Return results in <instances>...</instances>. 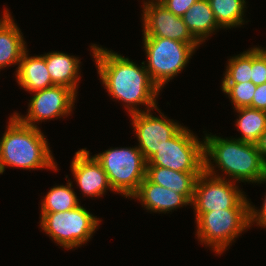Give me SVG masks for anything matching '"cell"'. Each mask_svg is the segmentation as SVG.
<instances>
[{
	"instance_id": "cell-1",
	"label": "cell",
	"mask_w": 266,
	"mask_h": 266,
	"mask_svg": "<svg viewBox=\"0 0 266 266\" xmlns=\"http://www.w3.org/2000/svg\"><path fill=\"white\" fill-rule=\"evenodd\" d=\"M97 73L106 92L112 99L121 101L131 115L143 111H154L158 106L160 89L151 80L145 68L130 61L114 50H108L98 44L90 46ZM146 106L142 110L138 106ZM138 107V108H137Z\"/></svg>"
},
{
	"instance_id": "cell-2",
	"label": "cell",
	"mask_w": 266,
	"mask_h": 266,
	"mask_svg": "<svg viewBox=\"0 0 266 266\" xmlns=\"http://www.w3.org/2000/svg\"><path fill=\"white\" fill-rule=\"evenodd\" d=\"M211 134L205 133L203 137L204 171L206 173L237 183H266V164L255 143L244 142L232 137L221 138V136ZM216 167L222 172V175L216 173L218 171ZM223 172L226 177H223Z\"/></svg>"
},
{
	"instance_id": "cell-3",
	"label": "cell",
	"mask_w": 266,
	"mask_h": 266,
	"mask_svg": "<svg viewBox=\"0 0 266 266\" xmlns=\"http://www.w3.org/2000/svg\"><path fill=\"white\" fill-rule=\"evenodd\" d=\"M7 123L0 138V174L6 167L59 170L48 139L39 127L23 124L14 114L10 115Z\"/></svg>"
},
{
	"instance_id": "cell-4",
	"label": "cell",
	"mask_w": 266,
	"mask_h": 266,
	"mask_svg": "<svg viewBox=\"0 0 266 266\" xmlns=\"http://www.w3.org/2000/svg\"><path fill=\"white\" fill-rule=\"evenodd\" d=\"M146 54L144 65L151 80L162 92L164 85L176 77L189 63L201 43H184L161 37H143Z\"/></svg>"
},
{
	"instance_id": "cell-5",
	"label": "cell",
	"mask_w": 266,
	"mask_h": 266,
	"mask_svg": "<svg viewBox=\"0 0 266 266\" xmlns=\"http://www.w3.org/2000/svg\"><path fill=\"white\" fill-rule=\"evenodd\" d=\"M39 218L41 230L67 251L87 243L101 224L81 205L64 212H41Z\"/></svg>"
},
{
	"instance_id": "cell-6",
	"label": "cell",
	"mask_w": 266,
	"mask_h": 266,
	"mask_svg": "<svg viewBox=\"0 0 266 266\" xmlns=\"http://www.w3.org/2000/svg\"><path fill=\"white\" fill-rule=\"evenodd\" d=\"M114 192L131 198L146 177V164L138 147H116L95 154Z\"/></svg>"
},
{
	"instance_id": "cell-7",
	"label": "cell",
	"mask_w": 266,
	"mask_h": 266,
	"mask_svg": "<svg viewBox=\"0 0 266 266\" xmlns=\"http://www.w3.org/2000/svg\"><path fill=\"white\" fill-rule=\"evenodd\" d=\"M194 214L197 239L218 255H222L235 238L250 228L249 209H221Z\"/></svg>"
},
{
	"instance_id": "cell-8",
	"label": "cell",
	"mask_w": 266,
	"mask_h": 266,
	"mask_svg": "<svg viewBox=\"0 0 266 266\" xmlns=\"http://www.w3.org/2000/svg\"><path fill=\"white\" fill-rule=\"evenodd\" d=\"M146 166H160L179 172H203L204 141L183 126L147 160Z\"/></svg>"
},
{
	"instance_id": "cell-9",
	"label": "cell",
	"mask_w": 266,
	"mask_h": 266,
	"mask_svg": "<svg viewBox=\"0 0 266 266\" xmlns=\"http://www.w3.org/2000/svg\"><path fill=\"white\" fill-rule=\"evenodd\" d=\"M236 182L203 171L196 180L191 206L194 213L221 209H249V200Z\"/></svg>"
},
{
	"instance_id": "cell-10",
	"label": "cell",
	"mask_w": 266,
	"mask_h": 266,
	"mask_svg": "<svg viewBox=\"0 0 266 266\" xmlns=\"http://www.w3.org/2000/svg\"><path fill=\"white\" fill-rule=\"evenodd\" d=\"M31 94L33 96L29 100L26 116L17 112L13 114L23 124L33 127H38L37 124L45 120L71 116L77 100V94L72 89L59 85L34 91Z\"/></svg>"
},
{
	"instance_id": "cell-11",
	"label": "cell",
	"mask_w": 266,
	"mask_h": 266,
	"mask_svg": "<svg viewBox=\"0 0 266 266\" xmlns=\"http://www.w3.org/2000/svg\"><path fill=\"white\" fill-rule=\"evenodd\" d=\"M155 110L161 116H154L151 110L129 115L137 137V147L146 161L183 127L161 113L158 107Z\"/></svg>"
},
{
	"instance_id": "cell-12",
	"label": "cell",
	"mask_w": 266,
	"mask_h": 266,
	"mask_svg": "<svg viewBox=\"0 0 266 266\" xmlns=\"http://www.w3.org/2000/svg\"><path fill=\"white\" fill-rule=\"evenodd\" d=\"M143 37H161L184 43H200L188 30L183 18L160 2H143Z\"/></svg>"
},
{
	"instance_id": "cell-13",
	"label": "cell",
	"mask_w": 266,
	"mask_h": 266,
	"mask_svg": "<svg viewBox=\"0 0 266 266\" xmlns=\"http://www.w3.org/2000/svg\"><path fill=\"white\" fill-rule=\"evenodd\" d=\"M70 167L73 179L84 196L99 198L108 190L114 192L103 167L86 148L75 152Z\"/></svg>"
},
{
	"instance_id": "cell-14",
	"label": "cell",
	"mask_w": 266,
	"mask_h": 266,
	"mask_svg": "<svg viewBox=\"0 0 266 266\" xmlns=\"http://www.w3.org/2000/svg\"><path fill=\"white\" fill-rule=\"evenodd\" d=\"M137 199L147 211L154 213H169L191 203L173 190L151 182L147 177L141 182L138 191L131 197Z\"/></svg>"
},
{
	"instance_id": "cell-15",
	"label": "cell",
	"mask_w": 266,
	"mask_h": 266,
	"mask_svg": "<svg viewBox=\"0 0 266 266\" xmlns=\"http://www.w3.org/2000/svg\"><path fill=\"white\" fill-rule=\"evenodd\" d=\"M43 55L53 84L65 86L77 94L79 79L81 78L79 57L59 51H52Z\"/></svg>"
},
{
	"instance_id": "cell-16",
	"label": "cell",
	"mask_w": 266,
	"mask_h": 266,
	"mask_svg": "<svg viewBox=\"0 0 266 266\" xmlns=\"http://www.w3.org/2000/svg\"><path fill=\"white\" fill-rule=\"evenodd\" d=\"M28 52L27 49L23 52L16 68L15 75L18 85L29 93L53 86L44 55L29 56Z\"/></svg>"
},
{
	"instance_id": "cell-17",
	"label": "cell",
	"mask_w": 266,
	"mask_h": 266,
	"mask_svg": "<svg viewBox=\"0 0 266 266\" xmlns=\"http://www.w3.org/2000/svg\"><path fill=\"white\" fill-rule=\"evenodd\" d=\"M202 172H179L160 166H146V177L153 183L182 194L190 203L197 177Z\"/></svg>"
},
{
	"instance_id": "cell-18",
	"label": "cell",
	"mask_w": 266,
	"mask_h": 266,
	"mask_svg": "<svg viewBox=\"0 0 266 266\" xmlns=\"http://www.w3.org/2000/svg\"><path fill=\"white\" fill-rule=\"evenodd\" d=\"M182 18L188 30L201 44L215 31L222 29L215 20L208 0H197Z\"/></svg>"
},
{
	"instance_id": "cell-19",
	"label": "cell",
	"mask_w": 266,
	"mask_h": 266,
	"mask_svg": "<svg viewBox=\"0 0 266 266\" xmlns=\"http://www.w3.org/2000/svg\"><path fill=\"white\" fill-rule=\"evenodd\" d=\"M26 49V41L12 16L0 28V71L7 66L19 65Z\"/></svg>"
},
{
	"instance_id": "cell-20",
	"label": "cell",
	"mask_w": 266,
	"mask_h": 266,
	"mask_svg": "<svg viewBox=\"0 0 266 266\" xmlns=\"http://www.w3.org/2000/svg\"><path fill=\"white\" fill-rule=\"evenodd\" d=\"M234 111L238 113L235 126L237 131L241 132L240 137L235 139L256 143L266 129V111L250 107H241Z\"/></svg>"
},
{
	"instance_id": "cell-21",
	"label": "cell",
	"mask_w": 266,
	"mask_h": 266,
	"mask_svg": "<svg viewBox=\"0 0 266 266\" xmlns=\"http://www.w3.org/2000/svg\"><path fill=\"white\" fill-rule=\"evenodd\" d=\"M218 25L222 29L241 27L246 22L244 18L246 0H208ZM244 18V19H243Z\"/></svg>"
},
{
	"instance_id": "cell-22",
	"label": "cell",
	"mask_w": 266,
	"mask_h": 266,
	"mask_svg": "<svg viewBox=\"0 0 266 266\" xmlns=\"http://www.w3.org/2000/svg\"><path fill=\"white\" fill-rule=\"evenodd\" d=\"M71 179L66 185L53 186L41 200L40 212H64L79 206V199L72 188Z\"/></svg>"
},
{
	"instance_id": "cell-23",
	"label": "cell",
	"mask_w": 266,
	"mask_h": 266,
	"mask_svg": "<svg viewBox=\"0 0 266 266\" xmlns=\"http://www.w3.org/2000/svg\"><path fill=\"white\" fill-rule=\"evenodd\" d=\"M221 83H244L251 81V48L227 60Z\"/></svg>"
},
{
	"instance_id": "cell-24",
	"label": "cell",
	"mask_w": 266,
	"mask_h": 266,
	"mask_svg": "<svg viewBox=\"0 0 266 266\" xmlns=\"http://www.w3.org/2000/svg\"><path fill=\"white\" fill-rule=\"evenodd\" d=\"M221 90L228 95L233 105V109L241 107L252 108V99L256 90V85L250 82L244 83H221Z\"/></svg>"
},
{
	"instance_id": "cell-25",
	"label": "cell",
	"mask_w": 266,
	"mask_h": 266,
	"mask_svg": "<svg viewBox=\"0 0 266 266\" xmlns=\"http://www.w3.org/2000/svg\"><path fill=\"white\" fill-rule=\"evenodd\" d=\"M251 81L256 86L266 83V56L257 46L251 48Z\"/></svg>"
},
{
	"instance_id": "cell-26",
	"label": "cell",
	"mask_w": 266,
	"mask_h": 266,
	"mask_svg": "<svg viewBox=\"0 0 266 266\" xmlns=\"http://www.w3.org/2000/svg\"><path fill=\"white\" fill-rule=\"evenodd\" d=\"M196 1L197 0H162L160 3L174 15L182 17Z\"/></svg>"
},
{
	"instance_id": "cell-27",
	"label": "cell",
	"mask_w": 266,
	"mask_h": 266,
	"mask_svg": "<svg viewBox=\"0 0 266 266\" xmlns=\"http://www.w3.org/2000/svg\"><path fill=\"white\" fill-rule=\"evenodd\" d=\"M249 222L250 228L255 223L257 224L256 226L259 225L261 228H266V195L260 209H256L255 205L249 202Z\"/></svg>"
},
{
	"instance_id": "cell-28",
	"label": "cell",
	"mask_w": 266,
	"mask_h": 266,
	"mask_svg": "<svg viewBox=\"0 0 266 266\" xmlns=\"http://www.w3.org/2000/svg\"><path fill=\"white\" fill-rule=\"evenodd\" d=\"M252 108L266 111V83L256 86L252 99Z\"/></svg>"
},
{
	"instance_id": "cell-29",
	"label": "cell",
	"mask_w": 266,
	"mask_h": 266,
	"mask_svg": "<svg viewBox=\"0 0 266 266\" xmlns=\"http://www.w3.org/2000/svg\"><path fill=\"white\" fill-rule=\"evenodd\" d=\"M255 144L257 146V149L260 153L262 160L266 164V129L260 135L259 140Z\"/></svg>"
},
{
	"instance_id": "cell-30",
	"label": "cell",
	"mask_w": 266,
	"mask_h": 266,
	"mask_svg": "<svg viewBox=\"0 0 266 266\" xmlns=\"http://www.w3.org/2000/svg\"><path fill=\"white\" fill-rule=\"evenodd\" d=\"M11 12H9V9L5 8L3 11V15L0 19V28L12 17Z\"/></svg>"
},
{
	"instance_id": "cell-31",
	"label": "cell",
	"mask_w": 266,
	"mask_h": 266,
	"mask_svg": "<svg viewBox=\"0 0 266 266\" xmlns=\"http://www.w3.org/2000/svg\"><path fill=\"white\" fill-rule=\"evenodd\" d=\"M259 47V49L265 54V56H266V47L265 48H263V47H261V46H258Z\"/></svg>"
},
{
	"instance_id": "cell-32",
	"label": "cell",
	"mask_w": 266,
	"mask_h": 266,
	"mask_svg": "<svg viewBox=\"0 0 266 266\" xmlns=\"http://www.w3.org/2000/svg\"><path fill=\"white\" fill-rule=\"evenodd\" d=\"M162 0H147V1H143V2H160Z\"/></svg>"
}]
</instances>
